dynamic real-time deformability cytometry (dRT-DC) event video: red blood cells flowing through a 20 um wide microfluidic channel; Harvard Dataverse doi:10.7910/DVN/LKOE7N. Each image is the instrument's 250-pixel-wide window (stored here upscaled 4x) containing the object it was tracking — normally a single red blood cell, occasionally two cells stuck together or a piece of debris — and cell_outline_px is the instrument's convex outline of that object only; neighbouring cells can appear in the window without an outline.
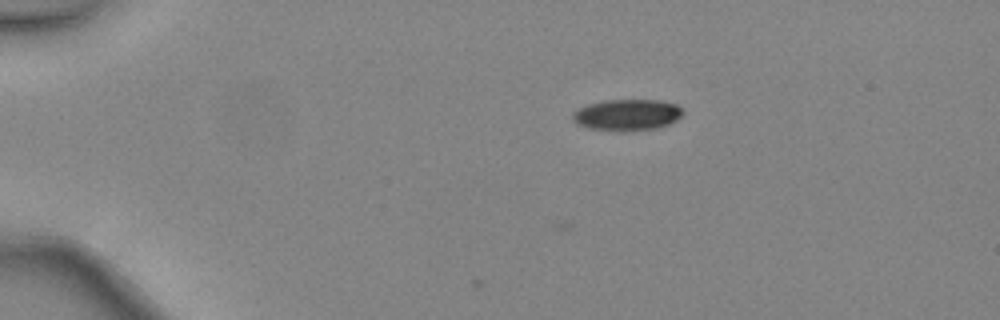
{"species": "common noctule bat (a hibernating species)", "species_latin": "Nyctalus noctula", "temperature_condition": "warm", "stored_images_in_passage": 3, "camera_frame_rate_fps": 3000, "um_per_image_px": 0.085, "animal": {"sex": "female", "body_mass_g": 24.6, "forearm_length_mm": 56.2}, "frame": {"image": 1, "passage_image": 3, "time_ms": 0.667, "image_size_px": [1000, 320], "cell_outline_px": [[684, 112], [676, 120], [668, 124], [656, 128], [588, 128], [576, 124], [572, 120], [572, 112], [588, 104], [604, 100], [660, 100], [676, 104]], "centroid_in_image_um": [53.29, 9.71], "position_along_channel_um": 31.7, "area_um2": 19.25}}